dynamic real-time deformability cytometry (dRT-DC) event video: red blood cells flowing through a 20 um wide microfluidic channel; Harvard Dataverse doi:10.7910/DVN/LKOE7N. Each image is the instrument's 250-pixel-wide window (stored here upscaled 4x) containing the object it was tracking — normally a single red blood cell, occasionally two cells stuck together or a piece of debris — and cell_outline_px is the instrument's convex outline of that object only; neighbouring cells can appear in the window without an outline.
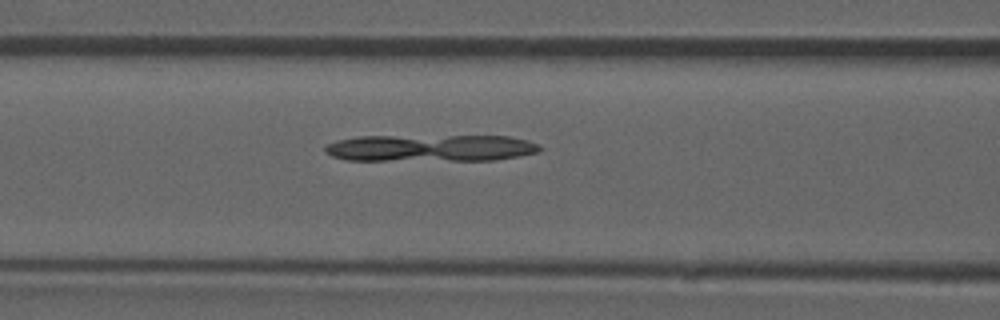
{"species": "common noctule bat (a hibernating species)", "species_latin": "Nyctalus noctula", "temperature_condition": "room temperature", "stored_images_in_passage": 44, "camera_frame_rate_fps": 3000, "um_per_image_px": 0.085, "animal": {"sex": "male", "forearm_length_mm": 52.5}, "frame": {"image": 1, "passage_image": 13, "time_ms": 4.0, "image_size_px": [1000, 320], "cell_outline_px": [[540, 152], [520, 156], [496, 160], [348, 160], [332, 156], [324, 152], [324, 148], [328, 144], [336, 140], [356, 136], [508, 136], [528, 140], [536, 144], [540, 148]], "centroid_in_image_um": [36.58, 12.58], "position_along_channel_um": 130.0, "area_um2": 33.81}}